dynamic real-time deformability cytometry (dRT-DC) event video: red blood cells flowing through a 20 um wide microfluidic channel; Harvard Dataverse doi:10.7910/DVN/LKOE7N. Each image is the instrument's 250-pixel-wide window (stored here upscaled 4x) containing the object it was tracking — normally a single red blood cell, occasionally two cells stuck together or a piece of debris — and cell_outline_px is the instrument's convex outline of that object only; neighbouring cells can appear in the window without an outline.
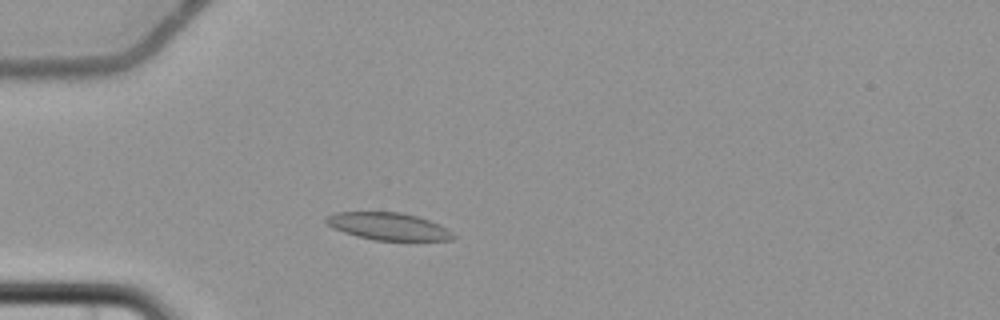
{"species": "common noctule bat (a hibernating species)", "species_latin": "Nyctalus noctula", "temperature_condition": "cold", "stored_images_in_passage": 3, "camera_frame_rate_fps": 3000, "um_per_image_px": 0.085, "animal": {"sex": "female", "body_mass_g": 22.7, "forearm_length_mm": 54.2}, "frame": {"image": 1, "passage_image": 3, "time_ms": 3.0, "image_size_px": [1000, 320], "cell_outline_px": [[456, 236], [452, 240], [372, 240], [356, 236], [332, 228], [324, 220], [324, 216], [336, 212], [400, 212], [416, 216], [440, 224], [448, 228]], "centroid_in_image_um": [32.99, 19.24], "position_along_channel_um": 52.0, "area_um2": 20.35}}